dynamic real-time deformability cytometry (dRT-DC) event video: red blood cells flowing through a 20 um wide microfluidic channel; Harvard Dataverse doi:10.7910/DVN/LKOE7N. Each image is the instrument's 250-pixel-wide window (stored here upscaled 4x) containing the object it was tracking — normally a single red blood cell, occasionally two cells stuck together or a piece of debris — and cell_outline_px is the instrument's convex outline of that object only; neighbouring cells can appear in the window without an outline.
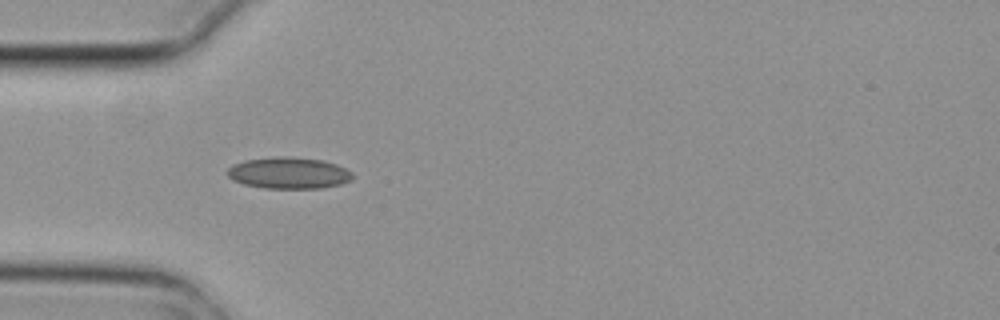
{"species": "common noctule bat (a hibernating species)", "species_latin": "Nyctalus noctula", "temperature_condition": "cold", "stored_images_in_passage": 3, "camera_frame_rate_fps": 3000, "um_per_image_px": 0.085, "animal": {"sex": "female", "body_mass_g": 29.2, "forearm_length_mm": 56.3}, "frame": {"image": 1, "passage_image": 2, "time_ms": 0.333, "image_size_px": [1000, 320], "cell_outline_px": [[352, 180], [340, 184], [320, 188], [264, 188], [244, 184], [232, 180], [228, 176], [228, 168], [232, 164], [248, 160], [276, 156], [288, 156], [324, 160], [336, 164], [352, 172]], "centroid_in_image_um": [24.54, 14.7], "position_along_channel_um": 60.5, "area_um2": 22.95}}
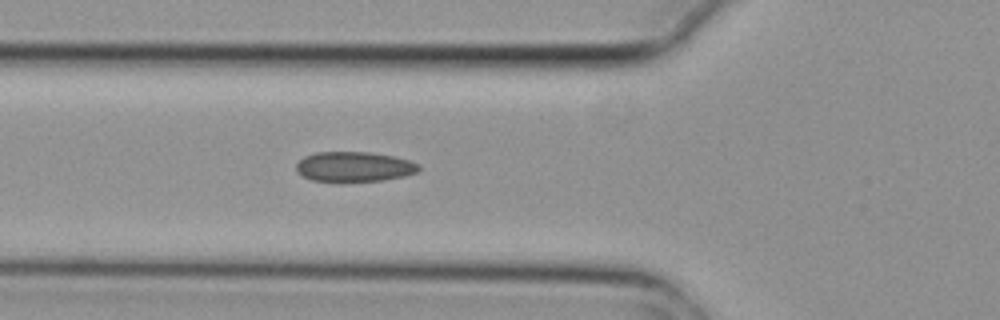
{"frame": {"image": 2, "passage_image": 3, "time_ms": 0.667, "image_size_px": [1000, 320], "cell_outline_px": [[420, 168], [416, 172], [404, 176], [384, 180], [340, 184], [336, 184], [312, 180], [296, 172], [296, 164], [304, 156], [316, 152], [368, 152], [392, 156], [408, 160], [420, 164]], "centroid_in_image_um": [30.06, 14.21], "position_along_channel_um": 95.7, "area_um2": 22.08}}